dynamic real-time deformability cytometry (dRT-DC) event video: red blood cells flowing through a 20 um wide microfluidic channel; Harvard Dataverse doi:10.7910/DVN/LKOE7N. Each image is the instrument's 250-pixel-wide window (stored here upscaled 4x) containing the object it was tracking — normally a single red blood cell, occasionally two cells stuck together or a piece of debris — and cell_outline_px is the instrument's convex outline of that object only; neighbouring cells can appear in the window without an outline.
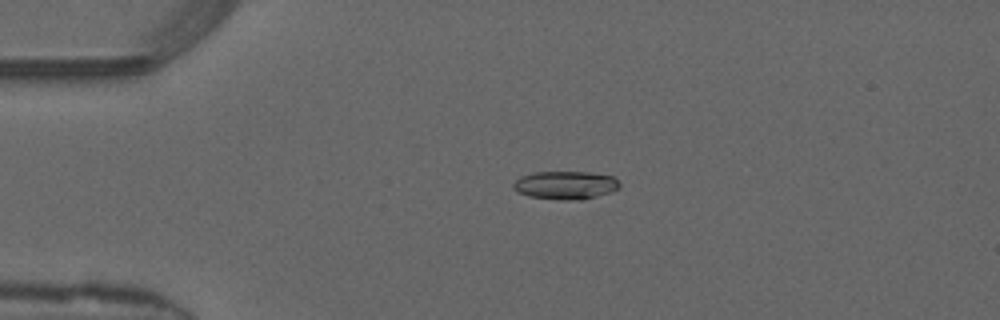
{"species": "common noctule bat (a hibernating species)", "species_latin": "Nyctalus noctula", "temperature_condition": "warm", "stored_images_in_passage": 47, "camera_frame_rate_fps": 3000, "um_per_image_px": 0.085, "animal": {"sex": "male", "forearm_length_mm": 52.5}, "frame": {"image": 1, "passage_image": 9, "time_ms": 2.667, "image_size_px": [1000, 320], "cell_outline_px": [[620, 188], [596, 196], [580, 200], [560, 200], [528, 196], [516, 192], [512, 188], [512, 184], [520, 176], [536, 172], [588, 172], [612, 176], [620, 184]], "centroid_in_image_um": [48.01, 15.74], "position_along_channel_um": 37.0, "area_um2": 17.46}}
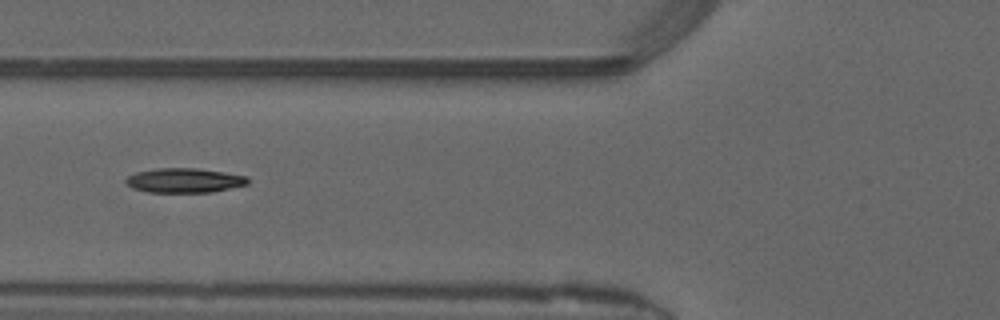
{"frame": {"image": 2, "passage_image": 17, "time_ms": 5.333, "image_size_px": [1000, 320], "cell_outline_px": [[248, 184], [212, 192], [148, 192], [132, 188], [124, 180], [128, 176], [136, 172], [156, 168], [196, 168], [224, 172], [248, 176]], "centroid_in_image_um": [15.66, 15.33], "position_along_channel_um": 110.1, "area_um2": 17.4}}
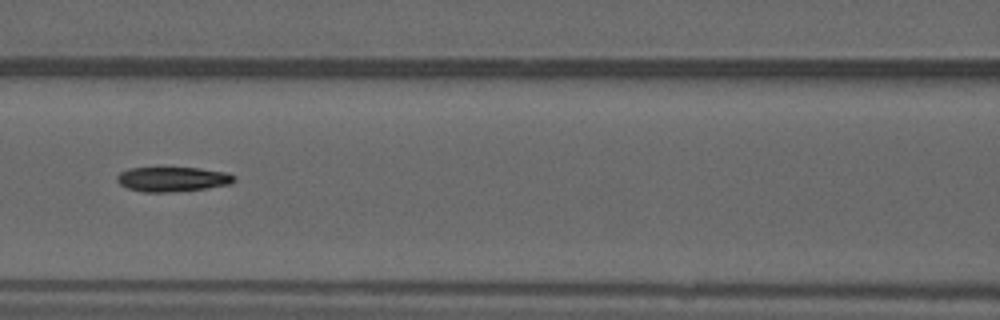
{"frame": {"image": 3, "passage_image": 20, "time_ms": 6.333, "image_size_px": [1000, 320], "cell_outline_px": [[236, 180], [232, 184], [204, 188], [168, 192], [144, 192], [128, 188], [120, 184], [116, 180], [116, 176], [120, 172], [128, 168], [200, 168], [228, 172], [236, 176]], "centroid_in_image_um": [14.69, 15.22], "position_along_channel_um": 151.9, "area_um2": 16.88}, "authors_computed_cell_mechanics": {"area_um2": 17.1088, "velocity_mm_per_s": 4.1614, "shape_relaxation_time_tau1_ms": 3.8714, "shape_relaxation_time_tau2_ms": 6.5482, "deformation_change_tau1": 0.1732, "deformation_change_tau2": 0.1855}}